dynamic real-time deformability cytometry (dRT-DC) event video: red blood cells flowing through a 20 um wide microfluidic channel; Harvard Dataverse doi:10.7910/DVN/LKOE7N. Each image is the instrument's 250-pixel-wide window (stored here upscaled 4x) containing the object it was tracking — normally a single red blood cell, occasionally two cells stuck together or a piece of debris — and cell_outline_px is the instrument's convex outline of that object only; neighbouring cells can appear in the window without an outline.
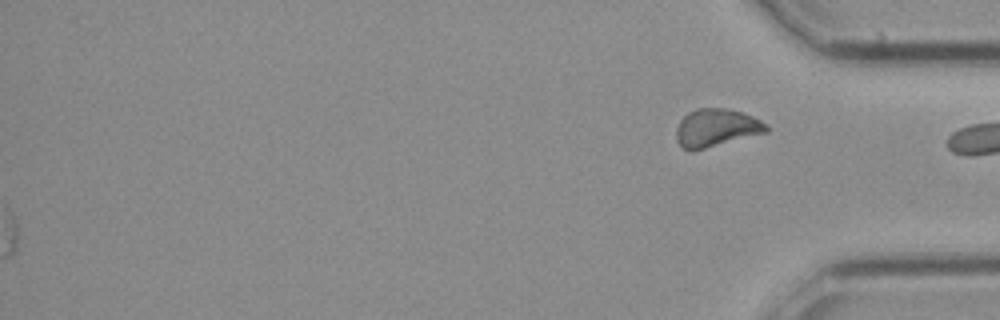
{"species": "common noctule bat (a hibernating species)", "species_latin": "Nyctalus noctula", "temperature_condition": "cold", "stored_images_in_passage": 27, "segment_of_instrument_passage": [2, 2], "camera_frame_rate_fps": 3000, "um_per_image_px": 0.085, "animal": {"sex": "female", "body_mass_g": 21.9}, "frame": {"image": 1, "passage_image": 27, "time_ms": 8.667, "image_size_px": [1000, 320], "cell_outline_px": [[768, 132], [692, 152], [680, 148], [676, 140], [676, 128], [680, 120], [688, 112], [696, 108], [724, 108], [744, 112], [760, 120], [768, 128]], "centroid_in_image_um": [60.83, 10.88], "position_along_channel_um": 374.4, "area_um2": 20.17}}